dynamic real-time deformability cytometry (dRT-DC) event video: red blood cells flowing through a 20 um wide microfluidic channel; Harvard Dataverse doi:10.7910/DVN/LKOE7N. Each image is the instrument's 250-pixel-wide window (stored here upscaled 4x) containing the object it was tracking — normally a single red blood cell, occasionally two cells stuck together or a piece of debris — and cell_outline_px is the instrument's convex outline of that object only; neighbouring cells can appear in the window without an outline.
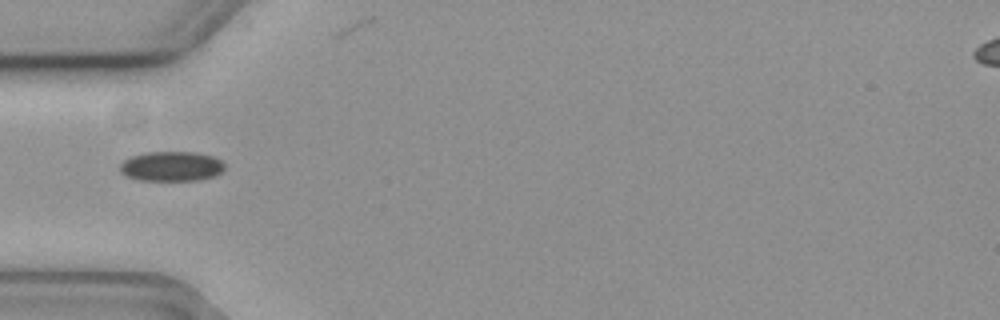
{"species": "common noctule bat (a hibernating species)", "species_latin": "Nyctalus noctula", "temperature_condition": "cold", "stored_images_in_passage": 39, "camera_frame_rate_fps": 3000, "um_per_image_px": 0.085, "animal": {"sex": "female", "body_mass_g": 19.3, "forearm_length_mm": 54.1}, "frame": {"image": 1, "passage_image": 1, "time_ms": 0.0, "image_size_px": [1000, 320], "cell_outline_px": [[224, 168], [216, 176], [200, 180], [140, 180], [128, 176], [120, 172], [120, 164], [124, 160], [132, 156], [148, 152], [196, 152], [212, 156], [220, 160], [224, 164]], "centroid_in_image_um": [14.58, 14.13], "position_along_channel_um": 70.4, "area_um2": 18.09}}
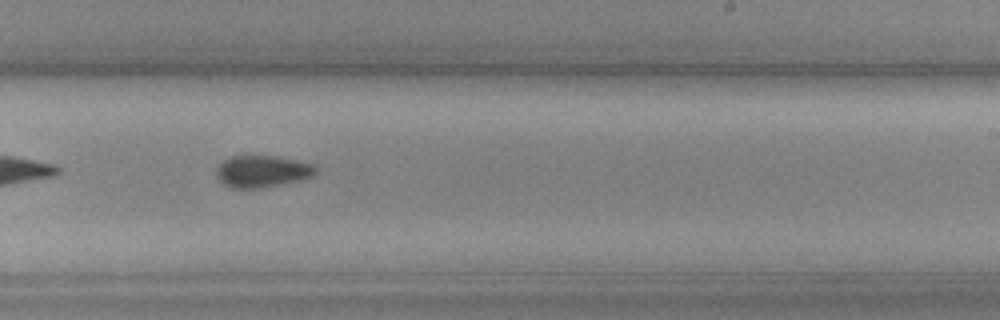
{"frame": {"image": 2, "passage_image": 17, "time_ms": 5.333, "image_size_px": [1000, 320], "cell_outline_px": [[316, 172], [312, 176], [300, 180], [284, 184], [260, 188], [232, 188], [224, 184], [216, 176], [216, 168], [224, 160], [232, 156], [276, 156], [316, 164]], "centroid_in_image_um": [22.3, 14.57], "position_along_channel_um": 266.7, "area_um2": 18.5}}
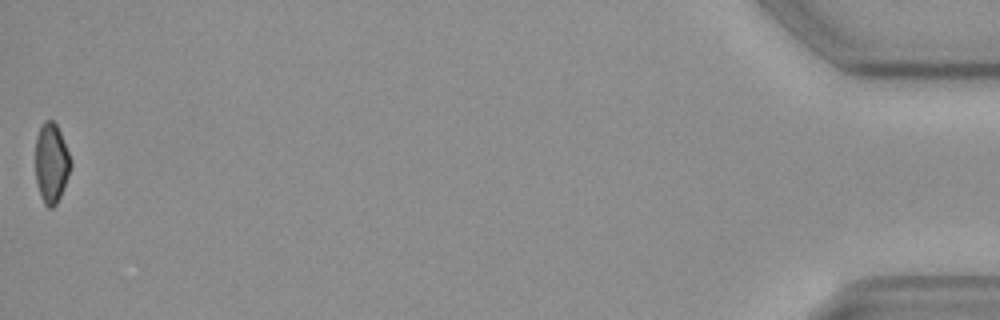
{"frame": {"image": 3, "passage_image": 39, "time_ms": 12.667, "image_size_px": [1000, 320], "cell_outline_px": [[72, 164], [64, 188], [56, 204], [52, 208], [48, 208], [44, 204], [36, 180], [36, 136], [40, 124], [44, 120], [52, 120], [56, 124], [60, 132], [72, 160]], "centroid_in_image_um": [4.37, 13.83], "position_along_channel_um": 430.8, "area_um2": 16.42}, "authors_computed_cell_mechanics": {"area_um2": 17.8602, "velocity_mm_per_s": 3.6829, "shape_relaxation_time_tau1_ms": 4.9791, "shape_relaxation_time_tau2_ms": null, "deformation_change_tau1": 0.0569, "deformation_change_tau2": null}}